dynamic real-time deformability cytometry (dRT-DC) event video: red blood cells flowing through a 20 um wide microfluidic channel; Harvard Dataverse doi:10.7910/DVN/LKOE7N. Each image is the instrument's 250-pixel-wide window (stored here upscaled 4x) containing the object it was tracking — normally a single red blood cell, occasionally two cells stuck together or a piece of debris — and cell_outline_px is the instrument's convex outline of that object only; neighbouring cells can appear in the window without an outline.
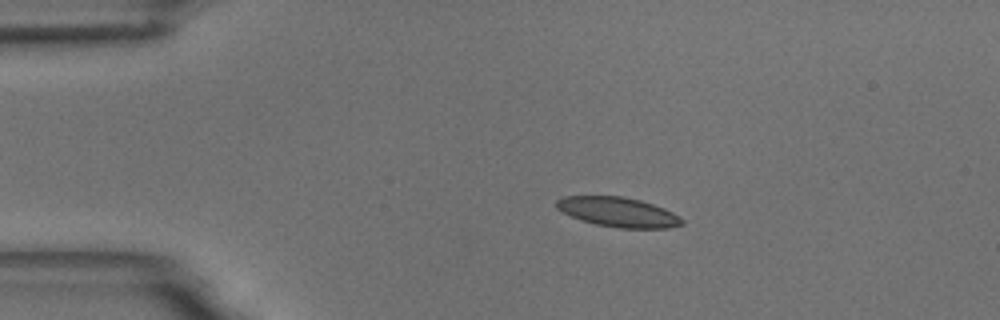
{"species": "common noctule bat (a hibernating species)", "species_latin": "Nyctalus noctula", "temperature_condition": "room temperature", "stored_images_in_passage": 56, "camera_frame_rate_fps": 3000, "um_per_image_px": 0.085, "animal": {"sex": "male", "body_mass_g": 18.8}, "frame": {"image": 1, "passage_image": 11, "time_ms": 3.333, "image_size_px": [1000, 320], "cell_outline_px": [[684, 224], [668, 228], [620, 228], [596, 224], [572, 216], [556, 208], [556, 200], [564, 196], [620, 196], [640, 200], [664, 208], [680, 216], [684, 220]], "centroid_in_image_um": [52.58, 18.02], "position_along_channel_um": 32.4, "area_um2": 21.5}}
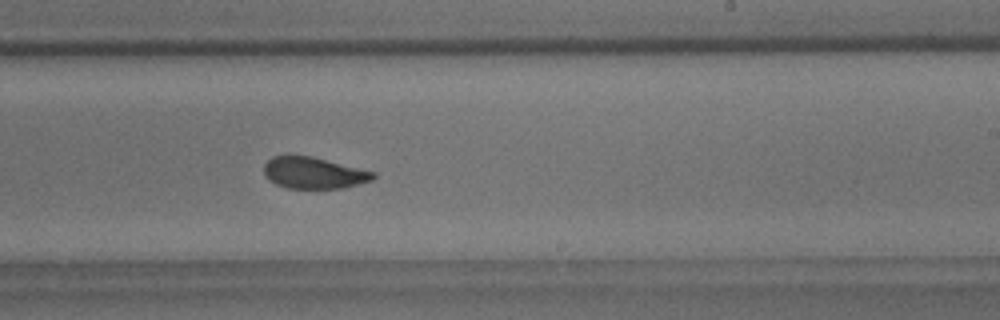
{"frame": {"image": 2, "passage_image": 34, "time_ms": 11.0, "image_size_px": [1000, 320], "cell_outline_px": [[376, 176], [372, 180], [340, 188], [288, 188], [276, 184], [268, 180], [264, 176], [264, 164], [272, 156], [284, 152], [312, 156], [376, 172]], "centroid_in_image_um": [26.59, 14.65], "position_along_channel_um": 262.4, "area_um2": 20.52}}
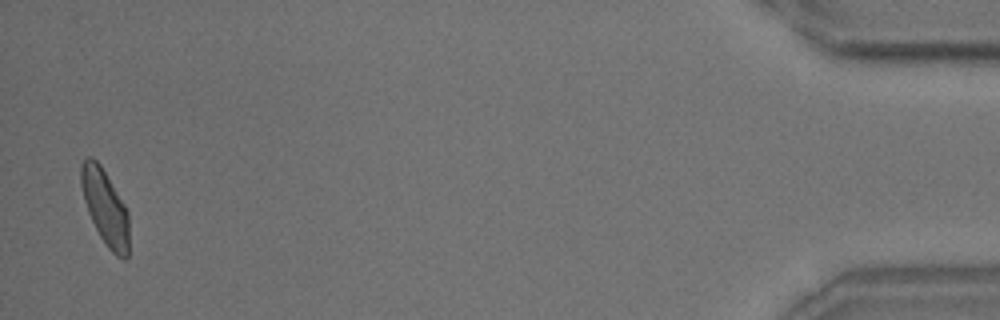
{"frame": {"image": 3, "passage_image": 55, "time_ms": 18.0, "image_size_px": [1000, 320], "cell_outline_px": [[128, 256], [124, 260], [116, 256], [108, 248], [100, 236], [88, 212], [84, 200], [80, 184], [80, 164], [88, 156], [92, 156], [100, 164], [124, 204], [128, 212]], "centroid_in_image_um": [8.92, 17.61], "position_along_channel_um": 426.3, "area_um2": 20.92}, "authors_computed_cell_mechanics": {"area_um2": 21.4438, "velocity_mm_per_s": 3.5946, "shape_relaxation_time_tau1_ms": 5.0143, "shape_relaxation_time_tau2_ms": 1.5503, "deformation_change_tau1": 0.1468, "deformation_change_tau2": 0.0492}}